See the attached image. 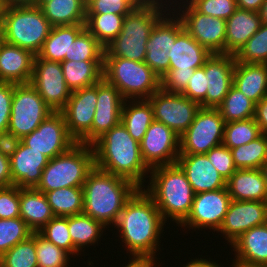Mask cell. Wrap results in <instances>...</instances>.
<instances>
[{"mask_svg":"<svg viewBox=\"0 0 267 267\" xmlns=\"http://www.w3.org/2000/svg\"><path fill=\"white\" fill-rule=\"evenodd\" d=\"M104 47L85 28L71 43L69 48V60H104Z\"/></svg>","mask_w":267,"mask_h":267,"instance_id":"ee69618b","label":"cell"},{"mask_svg":"<svg viewBox=\"0 0 267 267\" xmlns=\"http://www.w3.org/2000/svg\"><path fill=\"white\" fill-rule=\"evenodd\" d=\"M5 42L37 55L52 25L38 5L5 7L1 23Z\"/></svg>","mask_w":267,"mask_h":267,"instance_id":"52a82bcc","label":"cell"},{"mask_svg":"<svg viewBox=\"0 0 267 267\" xmlns=\"http://www.w3.org/2000/svg\"><path fill=\"white\" fill-rule=\"evenodd\" d=\"M153 109L154 120H157L179 137L194 121L201 105L185 97L182 93H171L162 88L147 99Z\"/></svg>","mask_w":267,"mask_h":267,"instance_id":"8fae6325","label":"cell"},{"mask_svg":"<svg viewBox=\"0 0 267 267\" xmlns=\"http://www.w3.org/2000/svg\"><path fill=\"white\" fill-rule=\"evenodd\" d=\"M0 267H38L35 232L0 257Z\"/></svg>","mask_w":267,"mask_h":267,"instance_id":"60d3db41","label":"cell"},{"mask_svg":"<svg viewBox=\"0 0 267 267\" xmlns=\"http://www.w3.org/2000/svg\"><path fill=\"white\" fill-rule=\"evenodd\" d=\"M256 103L234 85L217 107L225 123L254 118Z\"/></svg>","mask_w":267,"mask_h":267,"instance_id":"d590c367","label":"cell"},{"mask_svg":"<svg viewBox=\"0 0 267 267\" xmlns=\"http://www.w3.org/2000/svg\"><path fill=\"white\" fill-rule=\"evenodd\" d=\"M234 55L211 54L206 60L204 72L207 78L205 108H217L233 86Z\"/></svg>","mask_w":267,"mask_h":267,"instance_id":"ffe728a7","label":"cell"},{"mask_svg":"<svg viewBox=\"0 0 267 267\" xmlns=\"http://www.w3.org/2000/svg\"><path fill=\"white\" fill-rule=\"evenodd\" d=\"M49 160L45 155L21 142L16 152L10 157L13 185L19 188H36Z\"/></svg>","mask_w":267,"mask_h":267,"instance_id":"603a6c76","label":"cell"},{"mask_svg":"<svg viewBox=\"0 0 267 267\" xmlns=\"http://www.w3.org/2000/svg\"><path fill=\"white\" fill-rule=\"evenodd\" d=\"M185 267H220L215 262H210L206 259H195L187 263Z\"/></svg>","mask_w":267,"mask_h":267,"instance_id":"6125c7cd","label":"cell"},{"mask_svg":"<svg viewBox=\"0 0 267 267\" xmlns=\"http://www.w3.org/2000/svg\"><path fill=\"white\" fill-rule=\"evenodd\" d=\"M94 167L93 146L76 143L67 152L49 160L36 189L46 193L67 187H83Z\"/></svg>","mask_w":267,"mask_h":267,"instance_id":"8992f818","label":"cell"},{"mask_svg":"<svg viewBox=\"0 0 267 267\" xmlns=\"http://www.w3.org/2000/svg\"><path fill=\"white\" fill-rule=\"evenodd\" d=\"M189 4L201 14L224 20L238 9L236 0H190Z\"/></svg>","mask_w":267,"mask_h":267,"instance_id":"7dc6e473","label":"cell"},{"mask_svg":"<svg viewBox=\"0 0 267 267\" xmlns=\"http://www.w3.org/2000/svg\"><path fill=\"white\" fill-rule=\"evenodd\" d=\"M137 4L133 0H86V14L126 16Z\"/></svg>","mask_w":267,"mask_h":267,"instance_id":"c3c4849f","label":"cell"},{"mask_svg":"<svg viewBox=\"0 0 267 267\" xmlns=\"http://www.w3.org/2000/svg\"><path fill=\"white\" fill-rule=\"evenodd\" d=\"M5 7L38 5L39 0H3Z\"/></svg>","mask_w":267,"mask_h":267,"instance_id":"94428289","label":"cell"},{"mask_svg":"<svg viewBox=\"0 0 267 267\" xmlns=\"http://www.w3.org/2000/svg\"><path fill=\"white\" fill-rule=\"evenodd\" d=\"M34 58L31 51L4 42L0 48V82L30 83Z\"/></svg>","mask_w":267,"mask_h":267,"instance_id":"cb8c5ba5","label":"cell"},{"mask_svg":"<svg viewBox=\"0 0 267 267\" xmlns=\"http://www.w3.org/2000/svg\"><path fill=\"white\" fill-rule=\"evenodd\" d=\"M159 5V2L137 5L131 10L123 20L121 32L104 48V57H121L144 62L150 33L156 22L164 15L163 5Z\"/></svg>","mask_w":267,"mask_h":267,"instance_id":"5b68a950","label":"cell"},{"mask_svg":"<svg viewBox=\"0 0 267 267\" xmlns=\"http://www.w3.org/2000/svg\"><path fill=\"white\" fill-rule=\"evenodd\" d=\"M261 23L267 24V0H265L259 11Z\"/></svg>","mask_w":267,"mask_h":267,"instance_id":"be15d7a7","label":"cell"},{"mask_svg":"<svg viewBox=\"0 0 267 267\" xmlns=\"http://www.w3.org/2000/svg\"><path fill=\"white\" fill-rule=\"evenodd\" d=\"M195 70H168L161 78V88L171 93H182L188 85L189 78Z\"/></svg>","mask_w":267,"mask_h":267,"instance_id":"f5cc1de1","label":"cell"},{"mask_svg":"<svg viewBox=\"0 0 267 267\" xmlns=\"http://www.w3.org/2000/svg\"><path fill=\"white\" fill-rule=\"evenodd\" d=\"M231 197L227 187L194 194L191 211L180 224L192 228L203 227L218 231L227 213Z\"/></svg>","mask_w":267,"mask_h":267,"instance_id":"2e32d148","label":"cell"},{"mask_svg":"<svg viewBox=\"0 0 267 267\" xmlns=\"http://www.w3.org/2000/svg\"><path fill=\"white\" fill-rule=\"evenodd\" d=\"M225 122L217 108H201L180 136V154H206L222 144Z\"/></svg>","mask_w":267,"mask_h":267,"instance_id":"30bf717a","label":"cell"},{"mask_svg":"<svg viewBox=\"0 0 267 267\" xmlns=\"http://www.w3.org/2000/svg\"><path fill=\"white\" fill-rule=\"evenodd\" d=\"M38 6L52 26L85 24L86 0H39Z\"/></svg>","mask_w":267,"mask_h":267,"instance_id":"1f68e13d","label":"cell"},{"mask_svg":"<svg viewBox=\"0 0 267 267\" xmlns=\"http://www.w3.org/2000/svg\"><path fill=\"white\" fill-rule=\"evenodd\" d=\"M232 245L236 260L267 266V223L247 230Z\"/></svg>","mask_w":267,"mask_h":267,"instance_id":"f546056e","label":"cell"},{"mask_svg":"<svg viewBox=\"0 0 267 267\" xmlns=\"http://www.w3.org/2000/svg\"><path fill=\"white\" fill-rule=\"evenodd\" d=\"M5 42V39H4V33H3V29H2V26L0 25V48L2 46V44Z\"/></svg>","mask_w":267,"mask_h":267,"instance_id":"89a4df30","label":"cell"},{"mask_svg":"<svg viewBox=\"0 0 267 267\" xmlns=\"http://www.w3.org/2000/svg\"><path fill=\"white\" fill-rule=\"evenodd\" d=\"M32 233L21 217L0 219V257L19 242L28 239Z\"/></svg>","mask_w":267,"mask_h":267,"instance_id":"7bdbcfd3","label":"cell"},{"mask_svg":"<svg viewBox=\"0 0 267 267\" xmlns=\"http://www.w3.org/2000/svg\"><path fill=\"white\" fill-rule=\"evenodd\" d=\"M30 84L38 91L53 112H61L70 98L60 62L48 61L35 55Z\"/></svg>","mask_w":267,"mask_h":267,"instance_id":"4fadbf2b","label":"cell"},{"mask_svg":"<svg viewBox=\"0 0 267 267\" xmlns=\"http://www.w3.org/2000/svg\"><path fill=\"white\" fill-rule=\"evenodd\" d=\"M164 223L152 198L138 188L126 201L115 225L133 257L154 260Z\"/></svg>","mask_w":267,"mask_h":267,"instance_id":"6da1fadb","label":"cell"},{"mask_svg":"<svg viewBox=\"0 0 267 267\" xmlns=\"http://www.w3.org/2000/svg\"><path fill=\"white\" fill-rule=\"evenodd\" d=\"M54 216L83 213V187H67L45 193Z\"/></svg>","mask_w":267,"mask_h":267,"instance_id":"e575fe53","label":"cell"},{"mask_svg":"<svg viewBox=\"0 0 267 267\" xmlns=\"http://www.w3.org/2000/svg\"><path fill=\"white\" fill-rule=\"evenodd\" d=\"M207 78L204 67L196 68L193 75L188 80L186 89L182 92L185 97L201 105L205 108V97L207 94Z\"/></svg>","mask_w":267,"mask_h":267,"instance_id":"f907efd6","label":"cell"},{"mask_svg":"<svg viewBox=\"0 0 267 267\" xmlns=\"http://www.w3.org/2000/svg\"><path fill=\"white\" fill-rule=\"evenodd\" d=\"M234 57L239 63L267 64V24L262 23Z\"/></svg>","mask_w":267,"mask_h":267,"instance_id":"b9f144b4","label":"cell"},{"mask_svg":"<svg viewBox=\"0 0 267 267\" xmlns=\"http://www.w3.org/2000/svg\"><path fill=\"white\" fill-rule=\"evenodd\" d=\"M103 78L114 85L125 100L141 97L145 100L161 88V78L145 62L121 57H104Z\"/></svg>","mask_w":267,"mask_h":267,"instance_id":"ba28073f","label":"cell"},{"mask_svg":"<svg viewBox=\"0 0 267 267\" xmlns=\"http://www.w3.org/2000/svg\"><path fill=\"white\" fill-rule=\"evenodd\" d=\"M14 87V83L0 82V132L8 129Z\"/></svg>","mask_w":267,"mask_h":267,"instance_id":"db71d44e","label":"cell"},{"mask_svg":"<svg viewBox=\"0 0 267 267\" xmlns=\"http://www.w3.org/2000/svg\"><path fill=\"white\" fill-rule=\"evenodd\" d=\"M124 18L117 14H86L85 28L105 48L121 32Z\"/></svg>","mask_w":267,"mask_h":267,"instance_id":"8d00e7d4","label":"cell"},{"mask_svg":"<svg viewBox=\"0 0 267 267\" xmlns=\"http://www.w3.org/2000/svg\"><path fill=\"white\" fill-rule=\"evenodd\" d=\"M155 260L146 257H133V259L124 267H154Z\"/></svg>","mask_w":267,"mask_h":267,"instance_id":"91938a15","label":"cell"},{"mask_svg":"<svg viewBox=\"0 0 267 267\" xmlns=\"http://www.w3.org/2000/svg\"><path fill=\"white\" fill-rule=\"evenodd\" d=\"M233 85L258 103L267 96V64L239 63L233 70Z\"/></svg>","mask_w":267,"mask_h":267,"instance_id":"f1b7e54d","label":"cell"},{"mask_svg":"<svg viewBox=\"0 0 267 267\" xmlns=\"http://www.w3.org/2000/svg\"><path fill=\"white\" fill-rule=\"evenodd\" d=\"M254 118L261 133L267 135V96L256 103Z\"/></svg>","mask_w":267,"mask_h":267,"instance_id":"9f6ffc18","label":"cell"},{"mask_svg":"<svg viewBox=\"0 0 267 267\" xmlns=\"http://www.w3.org/2000/svg\"><path fill=\"white\" fill-rule=\"evenodd\" d=\"M261 171L263 173L264 179H265V183H266V187H267V159L264 162L263 166L261 167Z\"/></svg>","mask_w":267,"mask_h":267,"instance_id":"003e7915","label":"cell"},{"mask_svg":"<svg viewBox=\"0 0 267 267\" xmlns=\"http://www.w3.org/2000/svg\"><path fill=\"white\" fill-rule=\"evenodd\" d=\"M180 137L163 123L154 120L140 142L141 157L149 169L176 164Z\"/></svg>","mask_w":267,"mask_h":267,"instance_id":"9a60e30c","label":"cell"},{"mask_svg":"<svg viewBox=\"0 0 267 267\" xmlns=\"http://www.w3.org/2000/svg\"><path fill=\"white\" fill-rule=\"evenodd\" d=\"M92 146L95 167L125 178L138 188L142 187L144 173L150 170L141 157L140 143L132 138L121 122L104 133Z\"/></svg>","mask_w":267,"mask_h":267,"instance_id":"7a4b0ae2","label":"cell"},{"mask_svg":"<svg viewBox=\"0 0 267 267\" xmlns=\"http://www.w3.org/2000/svg\"><path fill=\"white\" fill-rule=\"evenodd\" d=\"M206 156L225 181L237 170L231 150L223 144L212 148Z\"/></svg>","mask_w":267,"mask_h":267,"instance_id":"681fc988","label":"cell"},{"mask_svg":"<svg viewBox=\"0 0 267 267\" xmlns=\"http://www.w3.org/2000/svg\"><path fill=\"white\" fill-rule=\"evenodd\" d=\"M137 5H148L158 2V0H133Z\"/></svg>","mask_w":267,"mask_h":267,"instance_id":"03108f58","label":"cell"},{"mask_svg":"<svg viewBox=\"0 0 267 267\" xmlns=\"http://www.w3.org/2000/svg\"><path fill=\"white\" fill-rule=\"evenodd\" d=\"M38 233L70 254H77L68 229V217L55 216Z\"/></svg>","mask_w":267,"mask_h":267,"instance_id":"f6af8a7d","label":"cell"},{"mask_svg":"<svg viewBox=\"0 0 267 267\" xmlns=\"http://www.w3.org/2000/svg\"><path fill=\"white\" fill-rule=\"evenodd\" d=\"M104 60L63 61L61 66L71 91L95 85L103 78Z\"/></svg>","mask_w":267,"mask_h":267,"instance_id":"d6a6232c","label":"cell"},{"mask_svg":"<svg viewBox=\"0 0 267 267\" xmlns=\"http://www.w3.org/2000/svg\"><path fill=\"white\" fill-rule=\"evenodd\" d=\"M21 142L49 159L67 152L77 143L68 133L62 112H52Z\"/></svg>","mask_w":267,"mask_h":267,"instance_id":"5bb4252c","label":"cell"},{"mask_svg":"<svg viewBox=\"0 0 267 267\" xmlns=\"http://www.w3.org/2000/svg\"><path fill=\"white\" fill-rule=\"evenodd\" d=\"M259 12L237 9L226 20L224 54L235 55L240 48L259 30Z\"/></svg>","mask_w":267,"mask_h":267,"instance_id":"d4e9b609","label":"cell"},{"mask_svg":"<svg viewBox=\"0 0 267 267\" xmlns=\"http://www.w3.org/2000/svg\"><path fill=\"white\" fill-rule=\"evenodd\" d=\"M231 200L267 201V187L261 169H237L226 181Z\"/></svg>","mask_w":267,"mask_h":267,"instance_id":"4316f807","label":"cell"},{"mask_svg":"<svg viewBox=\"0 0 267 267\" xmlns=\"http://www.w3.org/2000/svg\"><path fill=\"white\" fill-rule=\"evenodd\" d=\"M234 267H267L264 265H253V264H248V263H244L241 262L239 260H235V263L233 264Z\"/></svg>","mask_w":267,"mask_h":267,"instance_id":"e7e4bbea","label":"cell"},{"mask_svg":"<svg viewBox=\"0 0 267 267\" xmlns=\"http://www.w3.org/2000/svg\"><path fill=\"white\" fill-rule=\"evenodd\" d=\"M176 164L185 173L194 194L226 188V181L206 154H179Z\"/></svg>","mask_w":267,"mask_h":267,"instance_id":"7402d4cb","label":"cell"},{"mask_svg":"<svg viewBox=\"0 0 267 267\" xmlns=\"http://www.w3.org/2000/svg\"><path fill=\"white\" fill-rule=\"evenodd\" d=\"M20 217L33 232L40 231L55 216L45 193L36 188H19Z\"/></svg>","mask_w":267,"mask_h":267,"instance_id":"83f0119b","label":"cell"},{"mask_svg":"<svg viewBox=\"0 0 267 267\" xmlns=\"http://www.w3.org/2000/svg\"><path fill=\"white\" fill-rule=\"evenodd\" d=\"M150 170L151 182L145 192L152 198L165 222L166 217H170L181 224L189 215L194 198L185 173L177 164Z\"/></svg>","mask_w":267,"mask_h":267,"instance_id":"277c9868","label":"cell"},{"mask_svg":"<svg viewBox=\"0 0 267 267\" xmlns=\"http://www.w3.org/2000/svg\"><path fill=\"white\" fill-rule=\"evenodd\" d=\"M187 6L179 16L184 30L211 54H224L226 20L201 14L189 3Z\"/></svg>","mask_w":267,"mask_h":267,"instance_id":"ac0fdd59","label":"cell"},{"mask_svg":"<svg viewBox=\"0 0 267 267\" xmlns=\"http://www.w3.org/2000/svg\"><path fill=\"white\" fill-rule=\"evenodd\" d=\"M126 101L128 100L124 101L122 107L121 123L132 138L140 143L149 126L154 121L153 109L147 99L145 101L144 99L134 100V103L131 104L132 106H127Z\"/></svg>","mask_w":267,"mask_h":267,"instance_id":"836d02e7","label":"cell"},{"mask_svg":"<svg viewBox=\"0 0 267 267\" xmlns=\"http://www.w3.org/2000/svg\"><path fill=\"white\" fill-rule=\"evenodd\" d=\"M10 158L0 153V187L12 186Z\"/></svg>","mask_w":267,"mask_h":267,"instance_id":"6f0895ef","label":"cell"},{"mask_svg":"<svg viewBox=\"0 0 267 267\" xmlns=\"http://www.w3.org/2000/svg\"><path fill=\"white\" fill-rule=\"evenodd\" d=\"M4 11H5V5L3 0H0V25L2 23V19H3V15H4Z\"/></svg>","mask_w":267,"mask_h":267,"instance_id":"a7ac6f4b","label":"cell"},{"mask_svg":"<svg viewBox=\"0 0 267 267\" xmlns=\"http://www.w3.org/2000/svg\"><path fill=\"white\" fill-rule=\"evenodd\" d=\"M169 70L190 71L202 67L211 53L183 30L168 52Z\"/></svg>","mask_w":267,"mask_h":267,"instance_id":"484cf974","label":"cell"},{"mask_svg":"<svg viewBox=\"0 0 267 267\" xmlns=\"http://www.w3.org/2000/svg\"><path fill=\"white\" fill-rule=\"evenodd\" d=\"M38 267H68L69 253L35 232ZM68 254V255H67Z\"/></svg>","mask_w":267,"mask_h":267,"instance_id":"bcb514c9","label":"cell"},{"mask_svg":"<svg viewBox=\"0 0 267 267\" xmlns=\"http://www.w3.org/2000/svg\"><path fill=\"white\" fill-rule=\"evenodd\" d=\"M230 150L237 169H261L267 159V135L262 133L250 143Z\"/></svg>","mask_w":267,"mask_h":267,"instance_id":"f35d334b","label":"cell"},{"mask_svg":"<svg viewBox=\"0 0 267 267\" xmlns=\"http://www.w3.org/2000/svg\"><path fill=\"white\" fill-rule=\"evenodd\" d=\"M84 29L85 24L53 26L37 56L60 63L69 61L70 45Z\"/></svg>","mask_w":267,"mask_h":267,"instance_id":"4dcf8cb0","label":"cell"},{"mask_svg":"<svg viewBox=\"0 0 267 267\" xmlns=\"http://www.w3.org/2000/svg\"><path fill=\"white\" fill-rule=\"evenodd\" d=\"M102 228L105 226L87 214L80 213L68 216V229L75 249L79 252L80 248L87 244H95L100 239Z\"/></svg>","mask_w":267,"mask_h":267,"instance_id":"74e56055","label":"cell"},{"mask_svg":"<svg viewBox=\"0 0 267 267\" xmlns=\"http://www.w3.org/2000/svg\"><path fill=\"white\" fill-rule=\"evenodd\" d=\"M52 112L30 83L15 84L8 129L22 139Z\"/></svg>","mask_w":267,"mask_h":267,"instance_id":"9c48e42d","label":"cell"},{"mask_svg":"<svg viewBox=\"0 0 267 267\" xmlns=\"http://www.w3.org/2000/svg\"><path fill=\"white\" fill-rule=\"evenodd\" d=\"M267 223V201L231 200L219 232L231 244L252 227Z\"/></svg>","mask_w":267,"mask_h":267,"instance_id":"d6986e66","label":"cell"},{"mask_svg":"<svg viewBox=\"0 0 267 267\" xmlns=\"http://www.w3.org/2000/svg\"><path fill=\"white\" fill-rule=\"evenodd\" d=\"M97 104V83L71 92L61 111L68 133L77 142L92 145V123Z\"/></svg>","mask_w":267,"mask_h":267,"instance_id":"7c38bea8","label":"cell"},{"mask_svg":"<svg viewBox=\"0 0 267 267\" xmlns=\"http://www.w3.org/2000/svg\"><path fill=\"white\" fill-rule=\"evenodd\" d=\"M137 189L131 181L94 167L83 184V213L105 227L115 225L126 201Z\"/></svg>","mask_w":267,"mask_h":267,"instance_id":"3957f363","label":"cell"},{"mask_svg":"<svg viewBox=\"0 0 267 267\" xmlns=\"http://www.w3.org/2000/svg\"><path fill=\"white\" fill-rule=\"evenodd\" d=\"M261 134L255 118L225 123L222 144L233 149L250 143Z\"/></svg>","mask_w":267,"mask_h":267,"instance_id":"ab89813d","label":"cell"},{"mask_svg":"<svg viewBox=\"0 0 267 267\" xmlns=\"http://www.w3.org/2000/svg\"><path fill=\"white\" fill-rule=\"evenodd\" d=\"M21 143V138L7 129L0 132V153L9 158L16 152Z\"/></svg>","mask_w":267,"mask_h":267,"instance_id":"11a10c76","label":"cell"},{"mask_svg":"<svg viewBox=\"0 0 267 267\" xmlns=\"http://www.w3.org/2000/svg\"><path fill=\"white\" fill-rule=\"evenodd\" d=\"M125 99L119 90L104 78L97 82V104L92 123V144L121 122Z\"/></svg>","mask_w":267,"mask_h":267,"instance_id":"44dd1931","label":"cell"},{"mask_svg":"<svg viewBox=\"0 0 267 267\" xmlns=\"http://www.w3.org/2000/svg\"><path fill=\"white\" fill-rule=\"evenodd\" d=\"M265 0H236L237 7L242 10L259 12Z\"/></svg>","mask_w":267,"mask_h":267,"instance_id":"680465c9","label":"cell"},{"mask_svg":"<svg viewBox=\"0 0 267 267\" xmlns=\"http://www.w3.org/2000/svg\"><path fill=\"white\" fill-rule=\"evenodd\" d=\"M161 17L150 33L146 43L145 63L162 78L169 70L170 59L168 52L175 43L176 37L184 30L181 19Z\"/></svg>","mask_w":267,"mask_h":267,"instance_id":"e0dca14e","label":"cell"},{"mask_svg":"<svg viewBox=\"0 0 267 267\" xmlns=\"http://www.w3.org/2000/svg\"><path fill=\"white\" fill-rule=\"evenodd\" d=\"M20 217L19 187H0V219Z\"/></svg>","mask_w":267,"mask_h":267,"instance_id":"816d5d0a","label":"cell"}]
</instances>
